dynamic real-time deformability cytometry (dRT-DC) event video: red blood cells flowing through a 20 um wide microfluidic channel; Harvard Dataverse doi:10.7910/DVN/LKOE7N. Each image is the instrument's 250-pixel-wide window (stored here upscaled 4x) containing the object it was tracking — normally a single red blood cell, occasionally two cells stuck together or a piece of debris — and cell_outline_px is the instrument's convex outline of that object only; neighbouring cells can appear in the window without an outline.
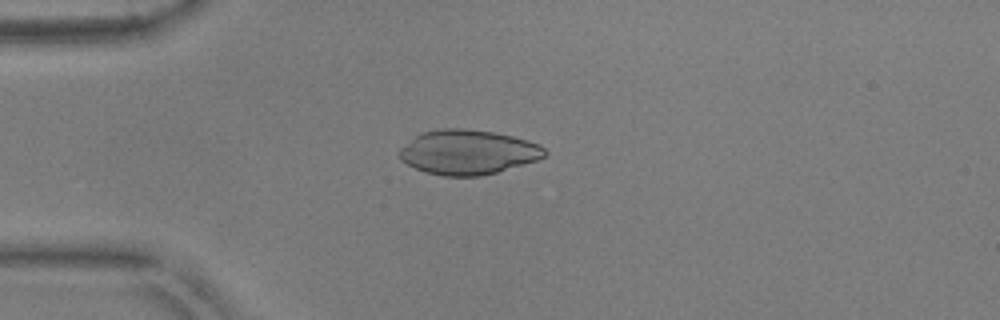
{"species": "common noctule bat (a hibernating species)", "species_latin": "Nyctalus noctula", "temperature_condition": "warm", "stored_images_in_passage": 42, "camera_frame_rate_fps": 3000, "um_per_image_px": 0.085, "animal": {"sex": "male", "body_mass_g": 17.9, "forearm_length_mm": 54.2}, "frame": {"image": 1, "passage_image": 4, "time_ms": 1.0, "image_size_px": [1000, 320], "cell_outline_px": [[548, 152], [544, 156], [536, 160], [496, 172], [480, 176], [444, 176], [428, 172], [416, 168], [400, 160], [400, 148], [420, 132], [440, 128], [464, 128], [492, 132], [512, 136], [528, 140], [540, 144]], "centroid_in_image_um": [39.77, 12.92], "position_along_channel_um": 45.2, "area_um2": 37.57}}
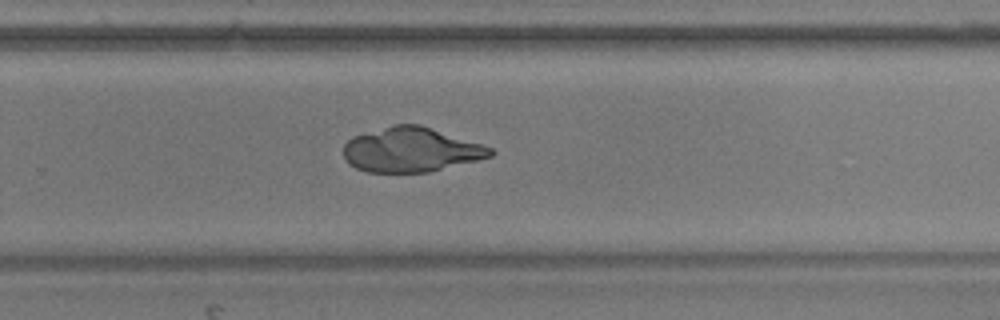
{"frame": {"image": 2, "passage_image": 25, "time_ms": 8.0, "image_size_px": [1000, 320], "cell_outline_px": [[496, 152], [492, 156], [428, 172], [364, 172], [348, 164], [344, 156], [344, 144], [352, 136], [396, 124], [420, 124], [492, 148]], "centroid_in_image_um": [34.9, 12.73], "position_along_channel_um": 294.9, "area_um2": 37.86}}